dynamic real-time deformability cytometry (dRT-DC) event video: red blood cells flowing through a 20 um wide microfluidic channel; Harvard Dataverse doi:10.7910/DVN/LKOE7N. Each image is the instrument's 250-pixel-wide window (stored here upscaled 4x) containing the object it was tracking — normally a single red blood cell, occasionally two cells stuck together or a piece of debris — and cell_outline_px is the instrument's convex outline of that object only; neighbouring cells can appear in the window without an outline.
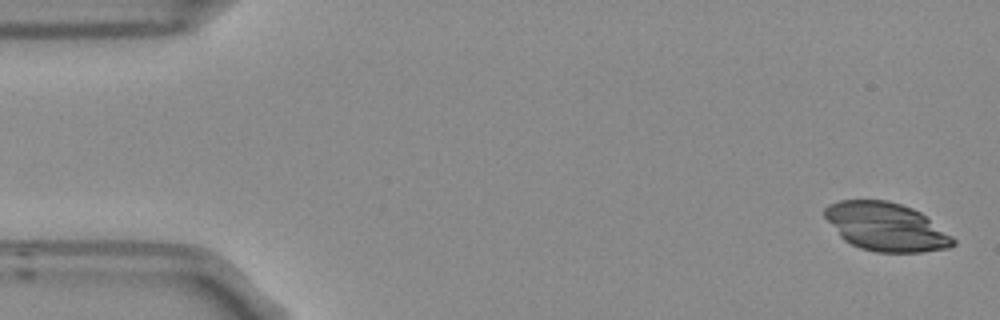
{"species": "Egyptian fruit bat (a non-hibernating species)", "species_latin": "Rousettus aegyptiacus", "temperature_condition": "room temperature", "stored_images_in_passage": 2, "segment_of_instrument_passage": [2, 2], "camera_frame_rate_fps": 3000, "um_per_image_px": 0.085, "frame": {"image": 1, "passage_image": 2, "time_ms": 0.333, "image_size_px": [1000, 320], "cell_outline_px": [[956, 244], [948, 248], [924, 252], [876, 252], [860, 248], [844, 240], [840, 236], [824, 216], [824, 208], [828, 204], [840, 200], [888, 200], [912, 208], [920, 212], [952, 236], [956, 240]], "centroid_in_image_um": [75.31, 19.28], "position_along_channel_um": 9.7, "area_um2": 36.07}}